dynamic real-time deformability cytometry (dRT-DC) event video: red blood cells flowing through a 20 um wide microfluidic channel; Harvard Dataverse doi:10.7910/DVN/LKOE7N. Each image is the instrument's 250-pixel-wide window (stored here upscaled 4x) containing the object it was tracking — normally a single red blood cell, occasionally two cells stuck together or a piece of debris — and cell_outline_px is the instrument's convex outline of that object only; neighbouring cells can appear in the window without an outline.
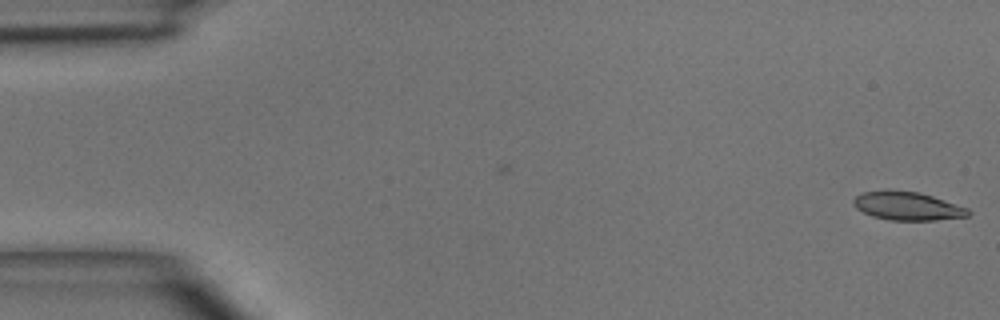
{"species": "common noctule bat (a hibernating species)", "species_latin": "Nyctalus noctula", "temperature_condition": "room temperature", "stored_images_in_passage": 2, "camera_frame_rate_fps": 3000, "um_per_image_px": 0.085, "animal": {"sex": "male", "body_mass_g": 15.6}, "frame": {"image": 1, "passage_image": 2, "time_ms": 1.0, "image_size_px": [1000, 320], "cell_outline_px": [[972, 212], [968, 216], [936, 220], [888, 220], [872, 216], [856, 208], [852, 204], [852, 200], [856, 196], [864, 192], [916, 192], [932, 196], [968, 208]], "centroid_in_image_um": [77.15, 17.55], "position_along_channel_um": 7.8, "area_um2": 18.44}}